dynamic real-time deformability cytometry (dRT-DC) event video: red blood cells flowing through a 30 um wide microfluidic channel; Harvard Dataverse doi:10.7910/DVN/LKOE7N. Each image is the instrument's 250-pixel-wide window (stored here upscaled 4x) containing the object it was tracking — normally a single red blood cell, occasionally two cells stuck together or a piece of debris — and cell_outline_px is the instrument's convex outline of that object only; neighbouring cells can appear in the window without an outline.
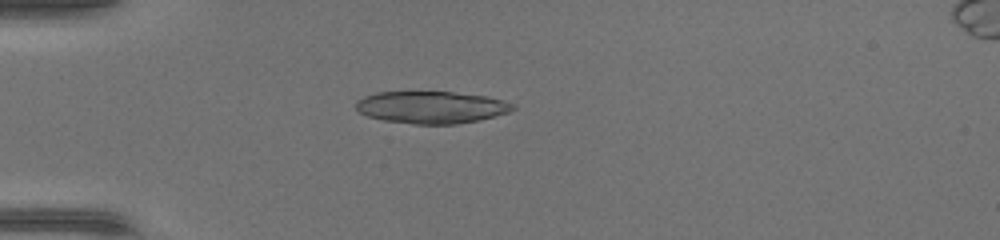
{"species": "common noctule bat (a hibernating species)", "species_latin": "Nyctalus noctula", "temperature_condition": "warm", "stored_images_in_passage": 36, "camera_frame_rate_fps": 3000, "um_per_image_px": 0.085, "animal": {"sex": "female", "body_mass_g": 17.0, "forearm_length_mm": 48.0}, "frame": {"image": 1, "passage_image": 3, "time_ms": 0.667, "image_size_px": [1000, 240], "cell_outline_px": [[516, 108], [508, 112], [480, 120], [456, 124], [412, 124], [384, 120], [368, 116], [360, 112], [356, 108], [356, 100], [364, 96], [376, 92], [452, 92], [488, 96], [504, 100], [516, 104]], "centroid_in_image_um": [36.69, 9.11], "position_along_channel_um": 48.3, "area_um2": 29.54}}